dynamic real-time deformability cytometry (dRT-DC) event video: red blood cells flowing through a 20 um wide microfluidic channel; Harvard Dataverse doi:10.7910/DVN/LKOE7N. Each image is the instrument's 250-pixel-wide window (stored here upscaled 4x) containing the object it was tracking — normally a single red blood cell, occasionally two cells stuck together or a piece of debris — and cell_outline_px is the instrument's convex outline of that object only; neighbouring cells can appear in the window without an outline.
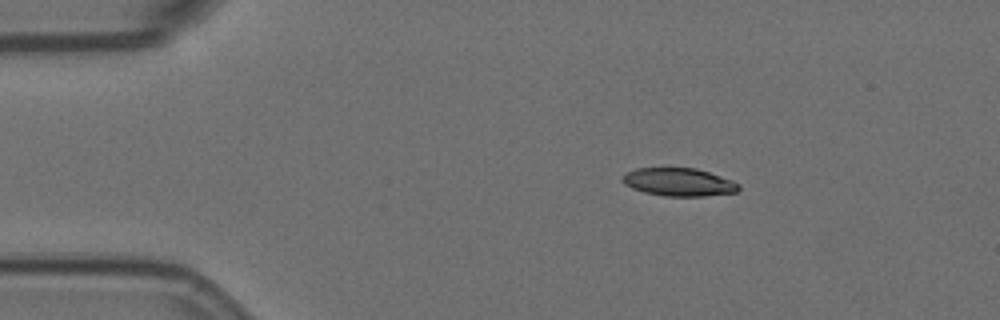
{"species": "Egyptian fruit bat (a non-hibernating species)", "species_latin": "Rousettus aegyptiacus", "temperature_condition": "room temperature", "stored_images_in_passage": 3, "camera_frame_rate_fps": 3000, "um_per_image_px": 0.085, "animal": {"sex": "female"}, "frame": {"image": 1, "passage_image": 1, "time_ms": 0.0, "image_size_px": [1000, 320], "cell_outline_px": [[740, 188], [736, 192], [704, 196], [664, 196], [644, 192], [632, 188], [624, 184], [620, 180], [620, 176], [636, 168], [696, 168], [732, 180], [740, 184]], "centroid_in_image_um": [57.67, 15.48], "position_along_channel_um": 27.3, "area_um2": 19.02}}